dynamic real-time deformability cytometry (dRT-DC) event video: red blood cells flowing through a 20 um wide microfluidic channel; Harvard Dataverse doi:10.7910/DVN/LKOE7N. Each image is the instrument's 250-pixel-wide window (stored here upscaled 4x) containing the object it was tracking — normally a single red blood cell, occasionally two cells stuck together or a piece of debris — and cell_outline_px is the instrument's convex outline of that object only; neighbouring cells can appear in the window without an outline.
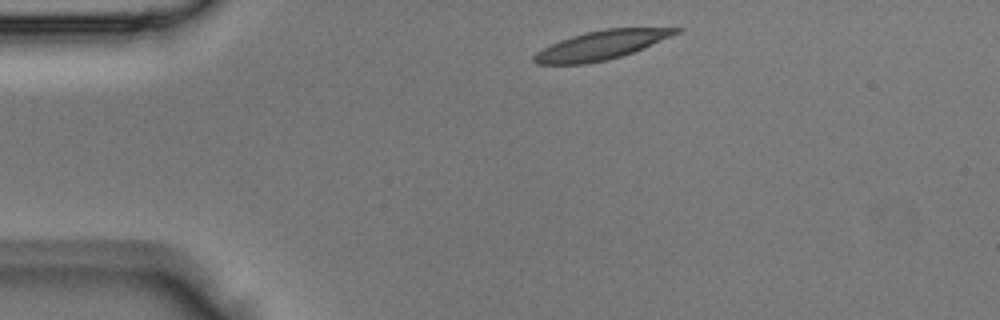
{"species": "Egyptian fruit bat (a non-hibernating species)", "species_latin": "Rousettus aegyptiacus", "temperature_condition": "room temperature", "stored_images_in_passage": 3, "segment_of_instrument_passage": [1, 2], "camera_frame_rate_fps": 3000, "um_per_image_px": 0.085, "animal": {"sex": "male"}, "frame": {"image": 1, "passage_image": 1, "time_ms": 0.0, "image_size_px": [1000, 320], "cell_outline_px": [[684, 28], [680, 32], [632, 52], [608, 60], [584, 64], [536, 64], [532, 60], [532, 56], [536, 52], [560, 40], [572, 36], [604, 28]], "centroid_in_image_um": [51.06, 3.84], "position_along_channel_um": 33.9, "area_um2": 23.47}}